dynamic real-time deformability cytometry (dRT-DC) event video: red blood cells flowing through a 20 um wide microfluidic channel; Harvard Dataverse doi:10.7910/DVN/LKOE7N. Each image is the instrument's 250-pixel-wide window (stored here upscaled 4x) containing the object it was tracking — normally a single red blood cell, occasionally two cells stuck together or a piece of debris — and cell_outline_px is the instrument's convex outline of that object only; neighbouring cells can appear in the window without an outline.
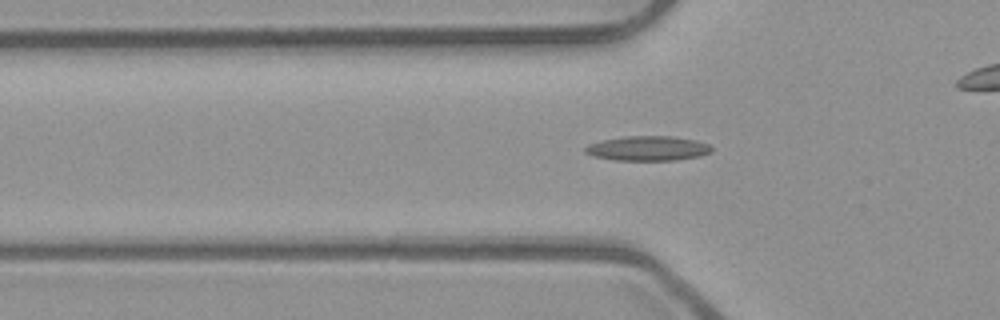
{"species": "common noctule bat (a hibernating species)", "species_latin": "Nyctalus noctula", "temperature_condition": "room temperature", "stored_images_in_passage": 53, "camera_frame_rate_fps": 3000, "um_per_image_px": 0.085, "animal": {"sex": "male", "body_mass_g": 23.1, "forearm_length_mm": 52.7}, "frame": {"image": 1, "passage_image": 17, "time_ms": 5.333, "image_size_px": [1000, 320], "cell_outline_px": [[712, 152], [700, 156], [676, 160], [616, 160], [592, 156], [584, 152], [584, 148], [588, 144], [604, 140], [624, 136], [672, 136], [696, 140], [708, 144], [712, 148]], "centroid_in_image_um": [55.07, 12.61], "position_along_channel_um": 70.7, "area_um2": 18.21}}
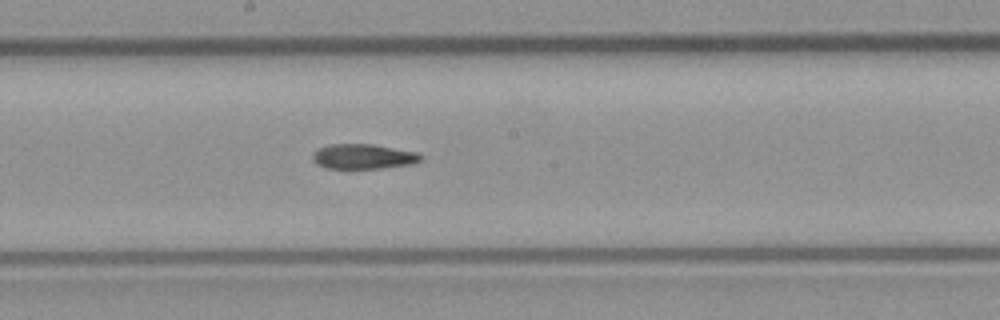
{"frame": {"image": 2, "passage_image": 28, "time_ms": 9.0, "image_size_px": [1000, 320], "cell_outline_px": [[424, 156], [420, 160], [412, 164], [384, 168], [324, 168], [316, 164], [312, 160], [312, 152], [316, 148], [328, 144], [372, 144], [420, 152]], "centroid_in_image_um": [30.86, 13.29], "position_along_channel_um": 217.3, "area_um2": 16.07}}
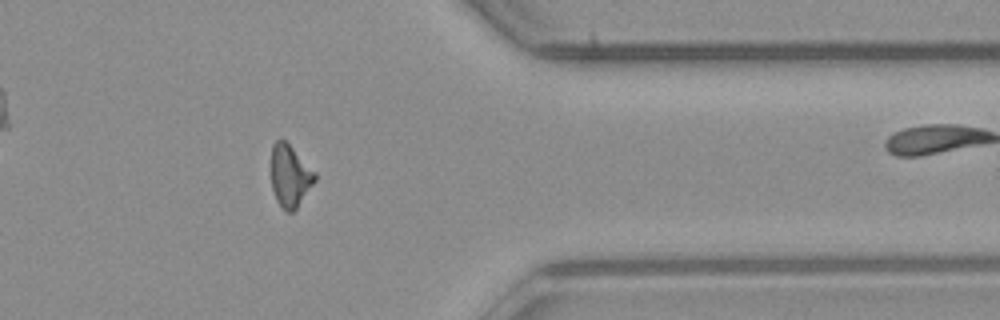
{"frame": {"image": 3, "passage_image": 42, "time_ms": 13.667, "image_size_px": [1000, 320], "cell_outline_px": [[316, 180], [296, 208], [292, 212], [284, 212], [276, 200], [272, 188], [272, 144], [280, 136], [316, 172]], "centroid_in_image_um": [24.64, 14.95], "position_along_channel_um": 386.8, "area_um2": 15.72}, "authors_computed_cell_mechanics": {"area_um2": 16.0684, "velocity_mm_per_s": 3.9632, "shape_relaxation_time_tau1_ms": 8.4905, "shape_relaxation_time_tau2_ms": 9.9107, "deformation_change_tau1": 0.2269, "deformation_change_tau2": 0.2169}}